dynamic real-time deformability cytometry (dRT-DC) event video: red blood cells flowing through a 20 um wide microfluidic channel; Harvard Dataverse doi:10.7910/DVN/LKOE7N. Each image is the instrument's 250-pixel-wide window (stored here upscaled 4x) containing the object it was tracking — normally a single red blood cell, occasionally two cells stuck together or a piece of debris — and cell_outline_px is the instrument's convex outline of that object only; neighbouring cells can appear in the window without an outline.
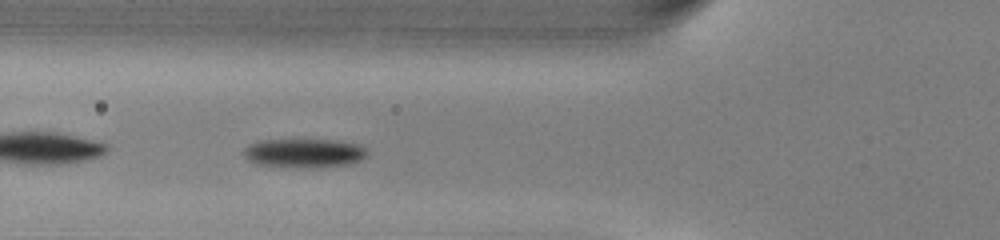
{"species": "common noctule bat (a hibernating species)", "species_latin": "Nyctalus noctula", "temperature_condition": "warm", "stored_images_in_passage": 43, "camera_frame_rate_fps": 3000, "um_per_image_px": 0.085, "animal": {"sex": "male", "body_mass_g": 13.0, "forearm_length_mm": 53.1}, "frame": {"image": 1, "passage_image": 10, "time_ms": 3.0, "image_size_px": [1000, 240], "cell_outline_px": [[368, 156], [360, 160], [348, 164], [320, 168], [300, 168], [256, 164], [248, 160], [244, 156], [244, 148], [248, 144], [260, 140], [336, 140], [356, 144], [364, 148], [368, 152]], "centroid_in_image_um": [25.84, 13.02], "position_along_channel_um": 100.0, "area_um2": 21.04}}
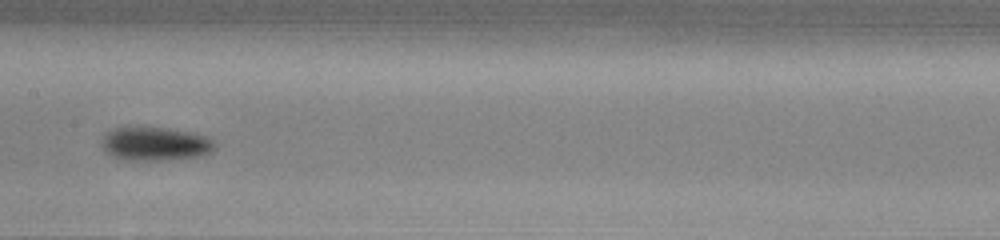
{"frame": {"image": 2, "passage_image": 17, "time_ms": 5.333, "image_size_px": [1000, 240], "cell_outline_px": [[216, 148], [212, 152], [200, 156], [164, 160], [124, 160], [112, 156], [100, 144], [104, 136], [108, 132], [116, 128], [168, 128], [192, 132], [204, 136], [212, 140], [216, 144]], "centroid_in_image_um": [13.23, 12.24], "position_along_channel_um": 194.2, "area_um2": 21.96}}
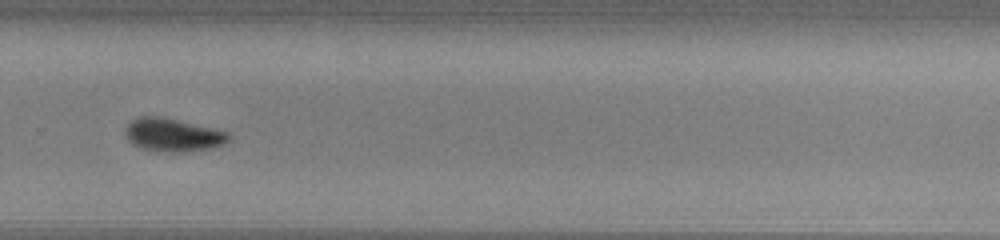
{"frame": {"image": 3, "passage_image": 26, "time_ms": 8.333, "image_size_px": [1000, 240], "cell_outline_px": [[232, 136], [224, 144], [216, 148], [192, 152], [156, 152], [140, 148], [132, 144], [124, 136], [124, 132], [128, 124], [132, 120], [140, 116], [160, 116], [228, 132]], "centroid_in_image_um": [14.69, 11.5], "position_along_channel_um": 315.1, "area_um2": 20.35}, "authors_computed_cell_mechanics": {"area_um2": 20.4612, "velocity_mm_per_s": 4.0458, "shape_relaxation_time_tau1_ms": 2.5864, "shape_relaxation_time_tau2_ms": null, "deformation_change_tau1": 0.0967, "deformation_change_tau2": null}}